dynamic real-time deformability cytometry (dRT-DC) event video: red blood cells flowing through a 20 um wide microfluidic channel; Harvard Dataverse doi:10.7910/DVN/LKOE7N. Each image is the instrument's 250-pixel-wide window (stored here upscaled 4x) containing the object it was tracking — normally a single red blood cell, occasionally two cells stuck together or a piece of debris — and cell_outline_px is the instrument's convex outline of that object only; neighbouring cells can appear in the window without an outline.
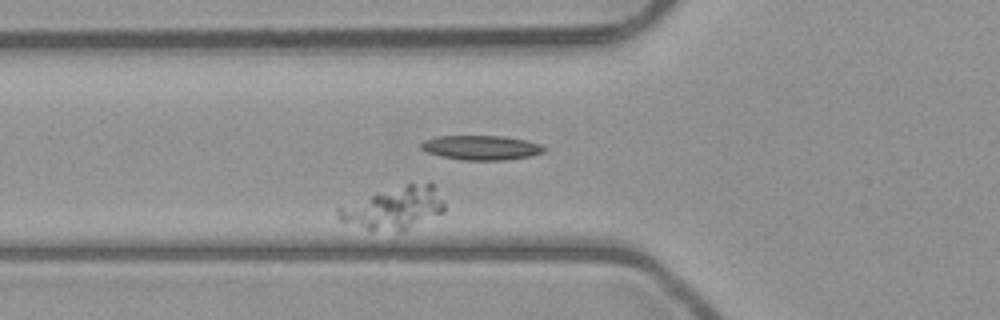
{"species": "common noctule bat (a hibernating species)", "species_latin": "Nyctalus noctula", "temperature_condition": "room temperature", "stored_images_in_passage": 4, "camera_frame_rate_fps": 3000, "um_per_image_px": 0.085, "animal": {"sex": "male", "body_mass_g": 23.1, "forearm_length_mm": 52.7}, "frame": {"image": 1, "passage_image": 4, "time_ms": 4.333, "image_size_px": [1000, 320], "cell_outline_px": [[444, 212], [404, 232], [400, 232], [368, 228], [340, 220], [336, 212], [336, 208], [408, 184], [428, 180], [432, 184], [444, 204]], "centroid_in_image_um": [33.58, 17.7], "position_along_channel_um": 92.2, "area_um2": 25.26}}